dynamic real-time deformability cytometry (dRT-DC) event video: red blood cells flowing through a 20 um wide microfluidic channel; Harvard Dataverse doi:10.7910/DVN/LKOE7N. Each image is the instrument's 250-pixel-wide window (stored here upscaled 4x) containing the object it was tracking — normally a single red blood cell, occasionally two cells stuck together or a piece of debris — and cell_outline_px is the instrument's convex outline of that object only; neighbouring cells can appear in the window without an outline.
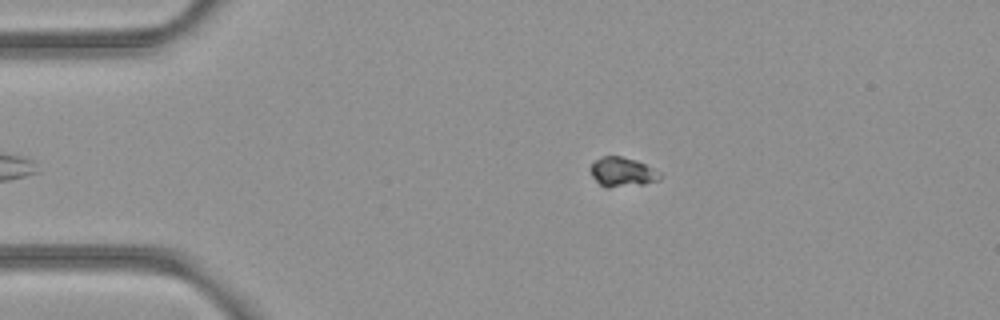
{"species": "common noctule bat (a hibernating species)", "species_latin": "Nyctalus noctula", "temperature_condition": "room temperature", "stored_images_in_passage": 45, "camera_frame_rate_fps": 3000, "um_per_image_px": 0.085, "animal": {"sex": "female", "body_mass_g": 21.9}, "frame": {"image": 1, "passage_image": 2, "time_ms": 0.333, "image_size_px": [1000, 320], "cell_outline_px": [[660, 180], [644, 184], [608, 188], [604, 188], [592, 176], [592, 164], [596, 160], [604, 156], [620, 156], [636, 160], [660, 172]], "centroid_in_image_um": [52.91, 14.64], "position_along_channel_um": 32.1, "area_um2": 11.73}}
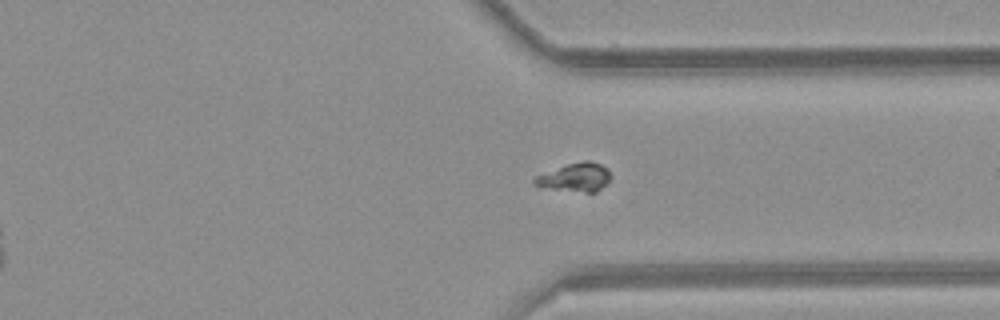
{"frame": {"image": 2, "passage_image": 32, "time_ms": 10.333, "image_size_px": [1000, 320], "cell_outline_px": [[608, 180], [596, 192], [588, 192], [540, 188], [532, 184], [532, 180], [536, 176], [568, 164], [584, 160], [588, 160], [600, 164], [608, 168]], "centroid_in_image_um": [48.82, 15.08], "position_along_channel_um": 362.6, "area_um2": 12.43}}
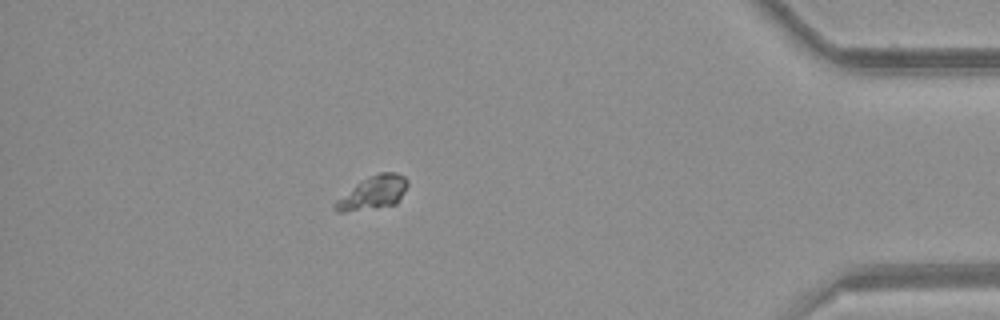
{"frame": {"image": 3, "passage_image": 39, "time_ms": 12.667, "image_size_px": [1000, 320], "cell_outline_px": [[408, 184], [396, 204], [344, 212], [340, 212], [332, 208], [332, 204], [336, 200], [360, 180], [380, 172], [396, 172], [404, 176], [408, 180]], "centroid_in_image_um": [31.68, 16.36], "position_along_channel_um": 403.5, "area_um2": 13.93}}